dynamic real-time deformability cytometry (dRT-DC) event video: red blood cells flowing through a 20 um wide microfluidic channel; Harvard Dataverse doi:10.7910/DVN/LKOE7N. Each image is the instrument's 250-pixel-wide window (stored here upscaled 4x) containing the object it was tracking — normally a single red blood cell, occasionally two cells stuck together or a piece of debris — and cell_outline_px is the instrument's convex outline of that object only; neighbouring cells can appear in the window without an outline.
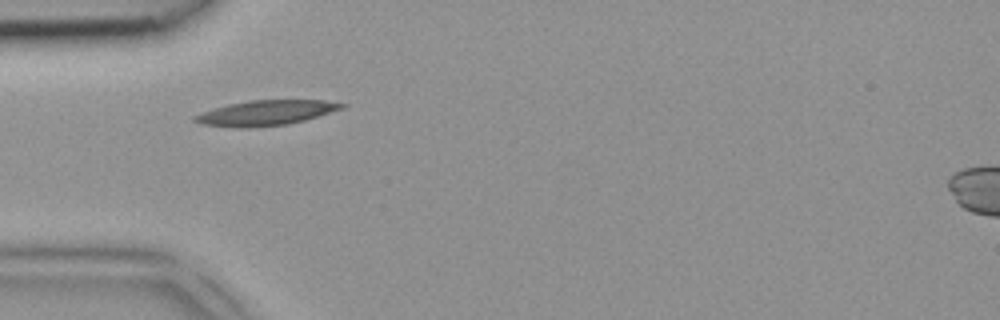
{"species": "common noctule bat (a hibernating species)", "species_latin": "Nyctalus noctula", "temperature_condition": "room temperature", "stored_images_in_passage": 5, "camera_frame_rate_fps": 3000, "um_per_image_px": 0.085, "animal": {"sex": "female", "body_mass_g": 18.4}, "frame": {"image": 1, "passage_image": 5, "time_ms": 1.333, "image_size_px": [1000, 320], "cell_outline_px": [[348, 104], [344, 108], [304, 120], [288, 124], [252, 128], [236, 128], [200, 124], [192, 120], [192, 116], [228, 104], [248, 100], [324, 100]], "centroid_in_image_um": [22.58, 9.6], "position_along_channel_um": 62.4, "area_um2": 21.56}}